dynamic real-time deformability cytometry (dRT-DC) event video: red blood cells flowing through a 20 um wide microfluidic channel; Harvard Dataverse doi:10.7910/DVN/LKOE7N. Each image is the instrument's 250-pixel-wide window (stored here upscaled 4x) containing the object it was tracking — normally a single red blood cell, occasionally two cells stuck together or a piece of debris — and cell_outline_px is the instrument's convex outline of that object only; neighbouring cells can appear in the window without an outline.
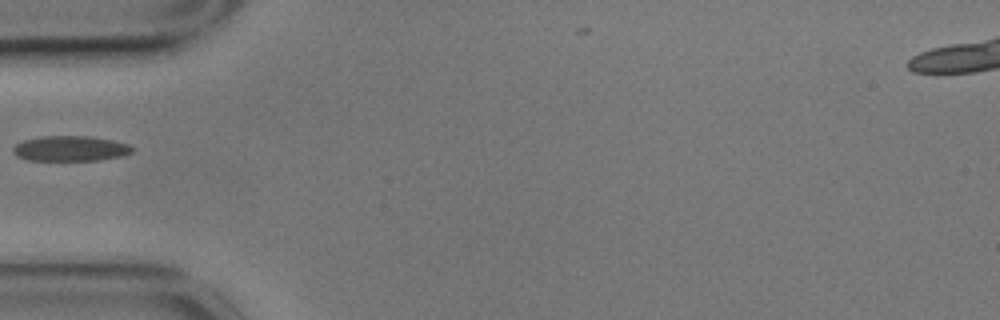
{"species": "common noctule bat (a hibernating species)", "species_latin": "Nyctalus noctula", "temperature_condition": "cold", "stored_images_in_passage": 16, "camera_frame_rate_fps": 3000, "um_per_image_px": 0.085, "animal": {"sex": "male", "body_mass_g": 17.9}, "frame": {"image": 1, "passage_image": 1, "time_ms": 0.0, "image_size_px": [1000, 320], "cell_outline_px": [[132, 152], [124, 156], [100, 160], [28, 160], [16, 156], [12, 152], [12, 148], [16, 144], [24, 140], [40, 136], [88, 136], [112, 140], [128, 144], [132, 148]], "centroid_in_image_um": [5.96, 12.62], "position_along_channel_um": 79.0, "area_um2": 17.57}}